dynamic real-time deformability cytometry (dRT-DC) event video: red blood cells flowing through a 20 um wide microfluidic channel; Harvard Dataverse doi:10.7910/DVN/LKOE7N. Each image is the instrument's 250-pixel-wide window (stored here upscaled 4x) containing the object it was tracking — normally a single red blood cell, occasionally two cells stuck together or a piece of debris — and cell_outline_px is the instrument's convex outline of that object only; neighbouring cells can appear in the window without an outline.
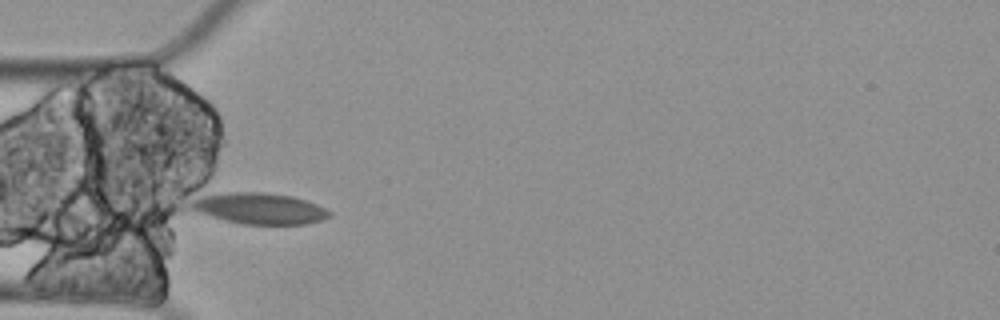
{"species": "Egyptian fruit bat (a non-hibernating species)", "species_latin": "Rousettus aegyptiacus", "temperature_condition": "cold", "stored_images_in_passage": 9, "camera_frame_rate_fps": 3000, "um_per_image_px": 0.085, "animal": {"sex": "female"}, "frame": {"image": 1, "passage_image": 4, "time_ms": 1.0, "image_size_px": [1000, 320], "cell_outline_px": [[332, 216], [320, 220], [304, 224], [240, 224], [224, 220], [196, 212], [188, 208], [188, 204], [200, 192], [264, 192], [292, 196], [316, 204], [332, 212]], "centroid_in_image_um": [21.91, 17.69], "position_along_channel_um": 63.1, "area_um2": 25.72}}
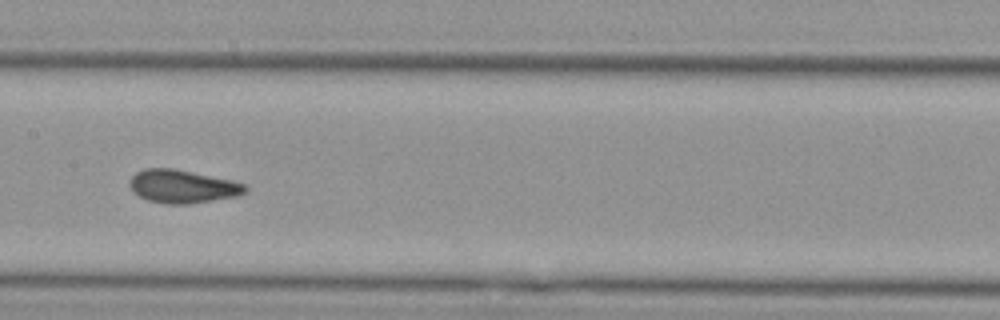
{"frame": {"image": 2, "passage_image": 7, "time_ms": 2.0, "image_size_px": [1000, 320], "cell_outline_px": [[248, 192], [240, 196], [188, 204], [164, 204], [148, 200], [132, 192], [128, 184], [128, 180], [136, 172], [144, 168], [172, 168], [232, 180], [244, 184], [248, 188]], "centroid_in_image_um": [15.51, 15.85], "position_along_channel_um": 191.9, "area_um2": 22.6}}
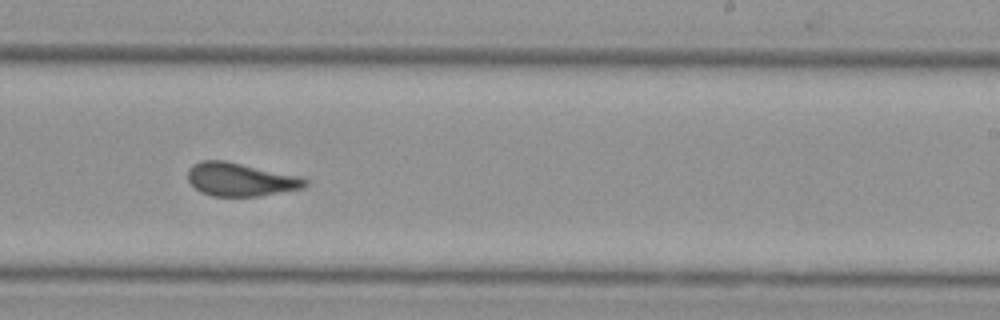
{"frame": {"image": 3, "passage_image": 9, "time_ms": 2.667, "image_size_px": [1000, 320], "cell_outline_px": [[308, 184], [304, 188], [260, 196], [212, 196], [200, 192], [188, 180], [188, 168], [192, 164], [200, 160], [224, 160], [304, 176], [308, 180]], "centroid_in_image_um": [20.48, 15.24], "position_along_channel_um": 268.5, "area_um2": 23.18}}